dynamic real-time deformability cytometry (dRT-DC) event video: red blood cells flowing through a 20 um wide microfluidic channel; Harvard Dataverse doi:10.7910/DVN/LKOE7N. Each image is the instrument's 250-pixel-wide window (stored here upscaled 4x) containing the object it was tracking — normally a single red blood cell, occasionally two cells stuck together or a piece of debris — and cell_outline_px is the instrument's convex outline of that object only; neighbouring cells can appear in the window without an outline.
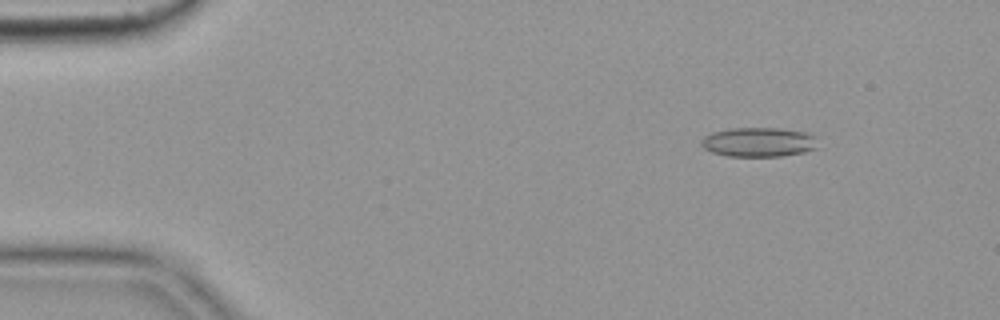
{"species": "common noctule bat (a hibernating species)", "species_latin": "Nyctalus noctula", "temperature_condition": "cold", "stored_images_in_passage": 21, "camera_frame_rate_fps": 3000, "um_per_image_px": 0.085, "animal": {"sex": "female", "body_mass_g": 19.9}, "frame": {"image": 1, "passage_image": 2, "time_ms": 0.333, "image_size_px": [1000, 320], "cell_outline_px": [[816, 148], [804, 152], [780, 156], [728, 156], [712, 152], [704, 148], [700, 144], [700, 140], [704, 136], [712, 132], [732, 128], [780, 128], [804, 132], [812, 136]], "centroid_in_image_um": [64.4, 12.08], "position_along_channel_um": 20.6, "area_um2": 19.71}}
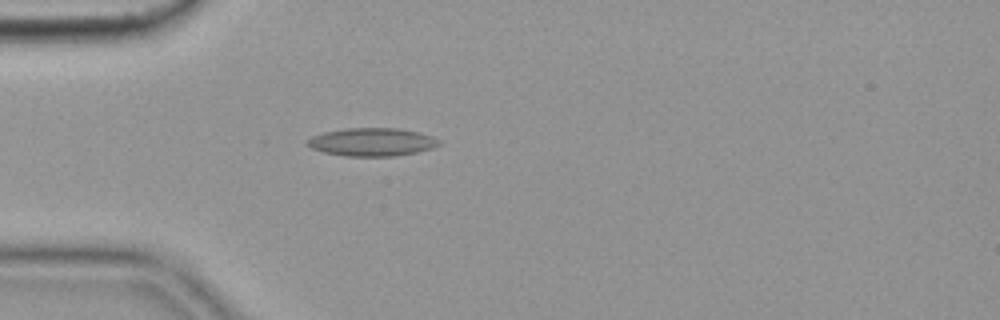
{"frame": {"image": 2, "passage_image": 11, "time_ms": 3.333, "image_size_px": [1000, 320], "cell_outline_px": [[440, 144], [432, 148], [416, 152], [392, 156], [344, 156], [324, 152], [312, 148], [308, 144], [308, 140], [312, 136], [324, 132], [348, 128], [396, 128], [416, 132], [440, 140]], "centroid_in_image_um": [31.6, 12.07], "position_along_channel_um": 53.4, "area_um2": 21.15}}
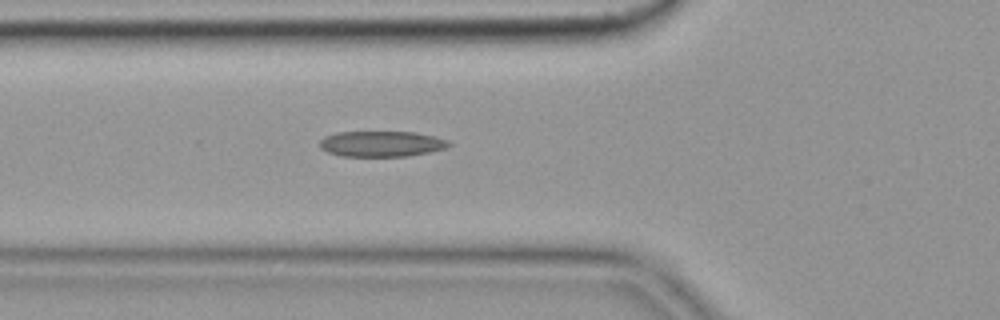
{"frame": {"image": 3, "passage_image": 15, "time_ms": 4.667, "image_size_px": [1000, 320], "cell_outline_px": [[452, 144], [448, 148], [428, 152], [404, 156], [340, 156], [328, 152], [320, 148], [320, 140], [324, 136], [336, 132], [416, 132], [448, 140]], "centroid_in_image_um": [32.41, 12.22], "position_along_channel_um": 93.4, "area_um2": 19.31}}